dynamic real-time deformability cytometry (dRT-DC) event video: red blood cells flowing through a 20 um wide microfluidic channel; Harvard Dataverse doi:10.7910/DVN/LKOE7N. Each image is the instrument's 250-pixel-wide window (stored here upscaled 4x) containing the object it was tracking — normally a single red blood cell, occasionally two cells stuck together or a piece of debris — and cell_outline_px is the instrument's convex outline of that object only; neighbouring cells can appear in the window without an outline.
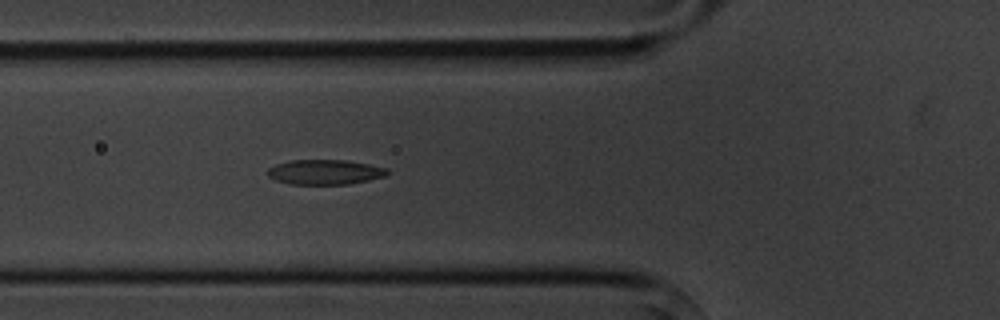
{"species": "common noctule bat (a hibernating species)", "species_latin": "Nyctalus noctula", "temperature_condition": "cold", "stored_images_in_passage": 6, "camera_frame_rate_fps": 3000, "um_per_image_px": 0.085, "animal": {"sex": "male", "body_mass_g": 20.1, "forearm_length_mm": 53.5}, "frame": {"image": 1, "passage_image": 6, "time_ms": 5.667, "image_size_px": [1000, 320], "cell_outline_px": [[388, 172], [384, 176], [368, 180], [348, 184], [288, 184], [276, 180], [268, 176], [268, 168], [276, 164], [292, 160], [348, 160], [388, 168]], "centroid_in_image_um": [27.6, 14.62], "position_along_channel_um": 98.2, "area_um2": 17.28}}